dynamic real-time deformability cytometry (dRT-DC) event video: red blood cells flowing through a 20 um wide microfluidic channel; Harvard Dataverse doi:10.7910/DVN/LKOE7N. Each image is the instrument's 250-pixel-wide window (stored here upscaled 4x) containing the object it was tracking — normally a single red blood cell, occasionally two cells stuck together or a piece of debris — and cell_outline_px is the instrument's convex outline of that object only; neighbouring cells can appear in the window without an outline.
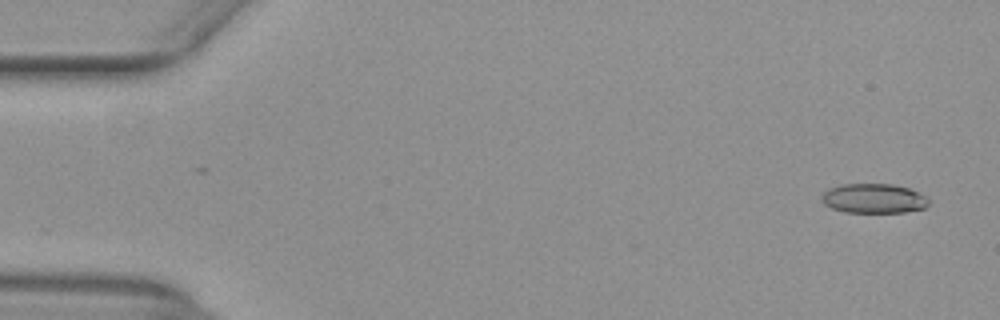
{"species": "common noctule bat (a hibernating species)", "species_latin": "Nyctalus noctula", "temperature_condition": "warm", "stored_images_in_passage": 53, "camera_frame_rate_fps": 3000, "um_per_image_px": 0.085, "animal": {"sex": "female", "body_mass_g": 29.2, "forearm_length_mm": 56.3}, "frame": {"image": 1, "passage_image": 3, "time_ms": 0.667, "image_size_px": [1000, 320], "cell_outline_px": [[928, 204], [924, 208], [904, 212], [844, 212], [832, 208], [824, 204], [820, 196], [828, 188], [840, 184], [892, 184], [908, 188], [920, 192], [928, 200]], "centroid_in_image_um": [74.23, 16.86], "position_along_channel_um": 10.8, "area_um2": 18.44}}
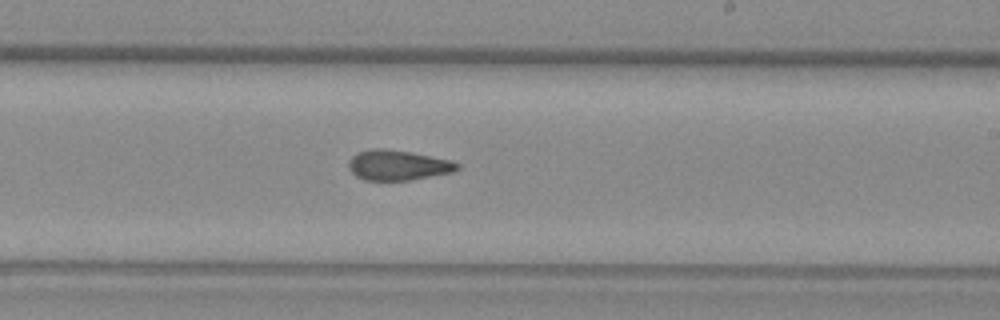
{"frame": {"image": 2, "passage_image": 32, "time_ms": 10.333, "image_size_px": [1000, 320], "cell_outline_px": [[460, 168], [452, 172], [408, 180], [364, 180], [356, 176], [348, 168], [348, 160], [356, 152], [372, 148], [384, 148], [412, 152], [452, 160], [460, 164]], "centroid_in_image_um": [33.8, 14.02], "position_along_channel_um": 255.2, "area_um2": 19.25}}
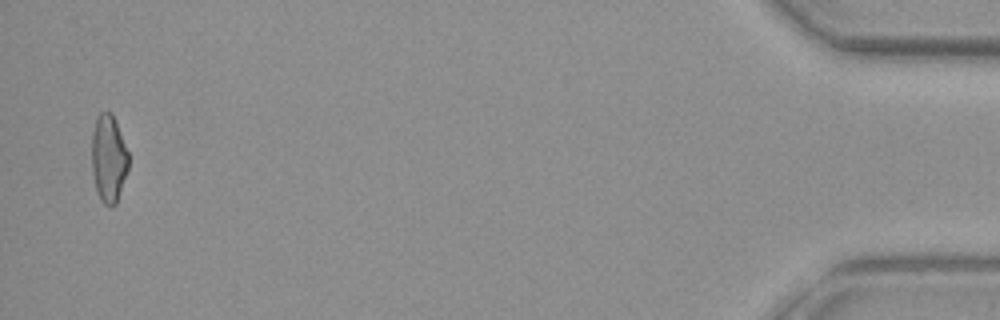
{"frame": {"image": 3, "passage_image": 52, "time_ms": 17.0, "image_size_px": [1000, 320], "cell_outline_px": [[128, 168], [116, 204], [104, 204], [100, 200], [96, 188], [92, 172], [92, 132], [96, 116], [100, 112], [112, 112], [128, 152]], "centroid_in_image_um": [9.22, 13.43], "position_along_channel_um": 426.0, "area_um2": 18.61}, "authors_computed_cell_mechanics": {"area_um2": 19.2474, "velocity_mm_per_s": 3.9605, "shape_relaxation_time_tau1_ms": null, "shape_relaxation_time_tau2_ms": 2.6969, "deformation_change_tau1": null, "deformation_change_tau2": 0.1128}}